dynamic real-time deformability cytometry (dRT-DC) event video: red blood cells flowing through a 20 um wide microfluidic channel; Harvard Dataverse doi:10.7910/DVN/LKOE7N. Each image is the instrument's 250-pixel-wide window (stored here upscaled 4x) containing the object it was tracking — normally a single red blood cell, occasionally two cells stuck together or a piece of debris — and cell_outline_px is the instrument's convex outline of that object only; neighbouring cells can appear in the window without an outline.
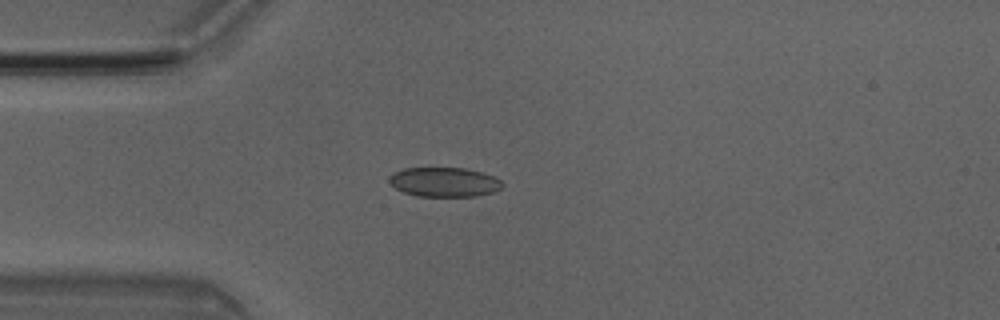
{"species": "Egyptian fruit bat (a non-hibernating species)", "species_latin": "Rousettus aegyptiacus", "temperature_condition": "room temperature", "stored_images_in_passage": 4, "camera_frame_rate_fps": 3000, "um_per_image_px": 0.085, "animal": {"sex": "male"}, "frame": {"image": 1, "passage_image": 3, "time_ms": 0.667, "image_size_px": [1000, 320], "cell_outline_px": [[504, 184], [496, 192], [476, 196], [416, 196], [404, 192], [396, 188], [388, 180], [388, 176], [392, 172], [404, 168], [464, 168], [484, 172], [496, 176]], "centroid_in_image_um": [37.78, 15.47], "position_along_channel_um": 47.2, "area_um2": 19.65}}